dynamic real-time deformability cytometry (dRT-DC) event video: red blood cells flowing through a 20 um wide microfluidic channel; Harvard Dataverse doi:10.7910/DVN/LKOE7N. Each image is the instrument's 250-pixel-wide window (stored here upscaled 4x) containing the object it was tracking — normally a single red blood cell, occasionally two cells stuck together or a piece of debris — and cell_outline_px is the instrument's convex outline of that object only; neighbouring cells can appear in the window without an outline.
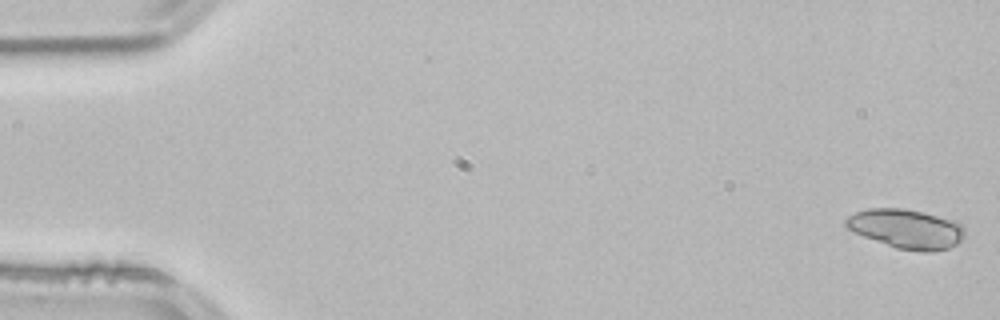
{"species": "common noctule bat (a hibernating species)", "species_latin": "Nyctalus noctula", "temperature_condition": "room temperature", "stored_images_in_passage": 53, "camera_frame_rate_fps": 3000, "um_per_image_px": 0.085, "animal": {"sex": "male", "body_mass_g": 21.5, "forearm_length_mm": 52.0}, "frame": {"image": 1, "passage_image": 1, "time_ms": 0.0, "image_size_px": [1000, 320], "cell_outline_px": [[964, 236], [956, 244], [948, 248], [932, 252], [920, 252], [896, 248], [864, 236], [848, 228], [844, 224], [844, 220], [848, 216], [856, 212], [868, 208], [904, 208], [956, 220], [964, 228]], "centroid_in_image_um": [77.05, 19.45], "position_along_channel_um": 8.0, "area_um2": 27.17}}
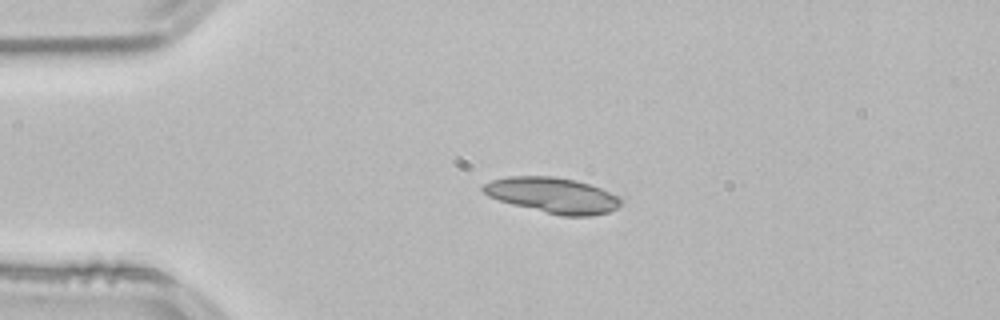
{"frame": {"image": 2, "passage_image": 12, "time_ms": 3.667, "image_size_px": [1000, 320], "cell_outline_px": [[620, 204], [616, 208], [608, 212], [588, 216], [560, 216], [512, 204], [488, 196], [480, 188], [484, 184], [492, 180], [508, 176], [552, 176], [576, 180], [600, 188], [620, 196]], "centroid_in_image_um": [46.97, 16.59], "position_along_channel_um": 38.0, "area_um2": 28.38}}